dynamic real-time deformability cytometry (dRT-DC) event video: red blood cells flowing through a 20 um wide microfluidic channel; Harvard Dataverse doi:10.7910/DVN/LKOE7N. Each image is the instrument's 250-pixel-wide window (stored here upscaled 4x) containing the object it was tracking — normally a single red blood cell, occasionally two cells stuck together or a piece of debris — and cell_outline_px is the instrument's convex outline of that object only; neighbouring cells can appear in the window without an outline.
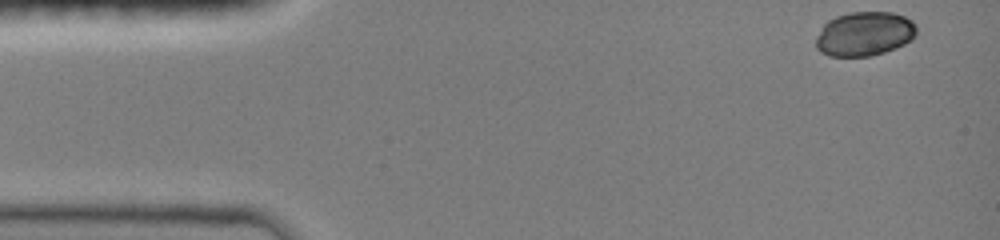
{"species": "common noctule bat (a hibernating species)", "species_latin": "Nyctalus noctula", "temperature_condition": "room temperature", "stored_images_in_passage": 41, "camera_frame_rate_fps": 3000, "um_per_image_px": 0.085, "animal": {"sex": "female", "body_mass_g": 19.0, "forearm_length_mm": 51.5}, "frame": {"image": 1, "passage_image": 1, "time_ms": 0.0, "image_size_px": [1000, 240], "cell_outline_px": [[916, 32], [912, 40], [896, 48], [884, 52], [868, 56], [828, 56], [820, 52], [816, 48], [816, 36], [824, 24], [828, 20], [836, 16], [848, 12], [892, 12], [904, 16], [912, 20], [916, 24]], "centroid_in_image_um": [73.47, 2.87], "position_along_channel_um": 11.5, "area_um2": 26.13}}
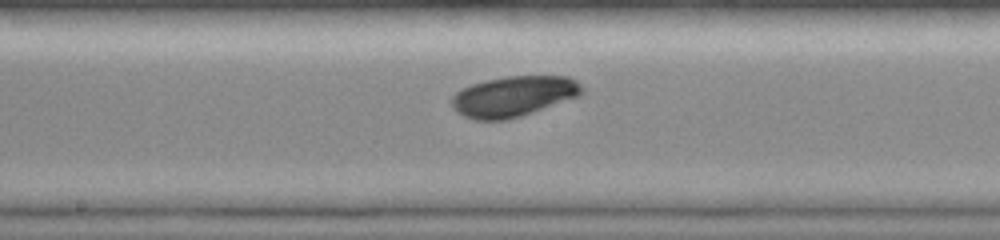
{"frame": {"image": 2, "passage_image": 23, "time_ms": 7.333, "image_size_px": [1000, 240], "cell_outline_px": [[584, 92], [580, 96], [508, 120], [476, 120], [464, 116], [456, 112], [452, 108], [452, 96], [456, 92], [472, 84], [488, 80], [508, 76], [568, 76], [576, 80], [584, 88]], "centroid_in_image_um": [43.67, 8.19], "position_along_channel_um": 204.5, "area_um2": 30.69}}
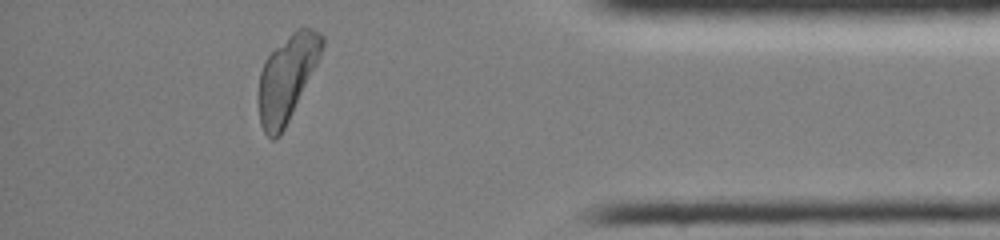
{"frame": {"image": 3, "passage_image": 40, "time_ms": 13.0, "image_size_px": [1000, 240], "cell_outline_px": [[324, 44], [320, 56], [280, 136], [276, 140], [272, 140], [264, 132], [260, 124], [256, 100], [260, 72], [264, 60], [296, 28], [312, 28], [324, 36]], "centroid_in_image_um": [24.34, 6.66], "position_along_channel_um": 410.9, "area_um2": 31.44}}